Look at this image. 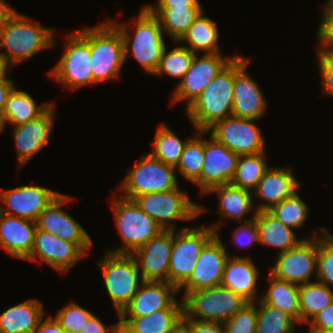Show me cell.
I'll return each instance as SVG.
<instances>
[{"mask_svg":"<svg viewBox=\"0 0 333 333\" xmlns=\"http://www.w3.org/2000/svg\"><path fill=\"white\" fill-rule=\"evenodd\" d=\"M218 31L217 23L205 16L203 10L177 42L188 44L186 47L194 54L198 51H204L203 54L221 53Z\"/></svg>","mask_w":333,"mask_h":333,"instance_id":"1f68e13d","label":"cell"},{"mask_svg":"<svg viewBox=\"0 0 333 333\" xmlns=\"http://www.w3.org/2000/svg\"><path fill=\"white\" fill-rule=\"evenodd\" d=\"M194 56L195 54L186 45L174 47L171 51H167L165 47L154 75L166 74L176 79L180 78L179 83L189 70Z\"/></svg>","mask_w":333,"mask_h":333,"instance_id":"ab89813d","label":"cell"},{"mask_svg":"<svg viewBox=\"0 0 333 333\" xmlns=\"http://www.w3.org/2000/svg\"><path fill=\"white\" fill-rule=\"evenodd\" d=\"M323 9V15L317 29V39L322 49L331 39H333V0H327Z\"/></svg>","mask_w":333,"mask_h":333,"instance_id":"bcb514c9","label":"cell"},{"mask_svg":"<svg viewBox=\"0 0 333 333\" xmlns=\"http://www.w3.org/2000/svg\"><path fill=\"white\" fill-rule=\"evenodd\" d=\"M36 229L35 221L0 212V247L24 261L32 250Z\"/></svg>","mask_w":333,"mask_h":333,"instance_id":"d4e9b609","label":"cell"},{"mask_svg":"<svg viewBox=\"0 0 333 333\" xmlns=\"http://www.w3.org/2000/svg\"><path fill=\"white\" fill-rule=\"evenodd\" d=\"M160 22L164 34L177 42L204 10L202 6L146 7Z\"/></svg>","mask_w":333,"mask_h":333,"instance_id":"d6a6232c","label":"cell"},{"mask_svg":"<svg viewBox=\"0 0 333 333\" xmlns=\"http://www.w3.org/2000/svg\"><path fill=\"white\" fill-rule=\"evenodd\" d=\"M108 330L111 331L110 333H119V323L106 327L97 316L92 314L80 333H108Z\"/></svg>","mask_w":333,"mask_h":333,"instance_id":"f907efd6","label":"cell"},{"mask_svg":"<svg viewBox=\"0 0 333 333\" xmlns=\"http://www.w3.org/2000/svg\"><path fill=\"white\" fill-rule=\"evenodd\" d=\"M34 333H67L55 319V317H44L40 321L37 330Z\"/></svg>","mask_w":333,"mask_h":333,"instance_id":"816d5d0a","label":"cell"},{"mask_svg":"<svg viewBox=\"0 0 333 333\" xmlns=\"http://www.w3.org/2000/svg\"><path fill=\"white\" fill-rule=\"evenodd\" d=\"M234 76L235 57L185 109L196 131H207L216 122L232 115Z\"/></svg>","mask_w":333,"mask_h":333,"instance_id":"3957f363","label":"cell"},{"mask_svg":"<svg viewBox=\"0 0 333 333\" xmlns=\"http://www.w3.org/2000/svg\"><path fill=\"white\" fill-rule=\"evenodd\" d=\"M190 138L183 141L172 129L160 123L155 132L154 141L151 143L153 148L150 154L163 163L176 167Z\"/></svg>","mask_w":333,"mask_h":333,"instance_id":"d590c367","label":"cell"},{"mask_svg":"<svg viewBox=\"0 0 333 333\" xmlns=\"http://www.w3.org/2000/svg\"><path fill=\"white\" fill-rule=\"evenodd\" d=\"M295 323L285 311L258 300L256 333H295Z\"/></svg>","mask_w":333,"mask_h":333,"instance_id":"74e56055","label":"cell"},{"mask_svg":"<svg viewBox=\"0 0 333 333\" xmlns=\"http://www.w3.org/2000/svg\"><path fill=\"white\" fill-rule=\"evenodd\" d=\"M220 239L217 233L202 249L192 275L179 288V292L185 289L182 298L190 292L221 285L225 265L230 256Z\"/></svg>","mask_w":333,"mask_h":333,"instance_id":"2e32d148","label":"cell"},{"mask_svg":"<svg viewBox=\"0 0 333 333\" xmlns=\"http://www.w3.org/2000/svg\"><path fill=\"white\" fill-rule=\"evenodd\" d=\"M65 39L64 52L49 74L73 91L96 84L91 71L89 42L78 31L69 33Z\"/></svg>","mask_w":333,"mask_h":333,"instance_id":"8fae6325","label":"cell"},{"mask_svg":"<svg viewBox=\"0 0 333 333\" xmlns=\"http://www.w3.org/2000/svg\"><path fill=\"white\" fill-rule=\"evenodd\" d=\"M195 54L189 70L172 92L171 103L186 101L188 108L218 73L236 56L224 57L221 53Z\"/></svg>","mask_w":333,"mask_h":333,"instance_id":"5bb4252c","label":"cell"},{"mask_svg":"<svg viewBox=\"0 0 333 333\" xmlns=\"http://www.w3.org/2000/svg\"><path fill=\"white\" fill-rule=\"evenodd\" d=\"M13 67L14 66L7 60L5 55L0 52V80H11L6 76Z\"/></svg>","mask_w":333,"mask_h":333,"instance_id":"9f6ffc18","label":"cell"},{"mask_svg":"<svg viewBox=\"0 0 333 333\" xmlns=\"http://www.w3.org/2000/svg\"><path fill=\"white\" fill-rule=\"evenodd\" d=\"M198 135L191 137L182 152L175 167L186 180L193 183L201 174L204 164V138L207 131H197ZM202 134V135H201Z\"/></svg>","mask_w":333,"mask_h":333,"instance_id":"f35d334b","label":"cell"},{"mask_svg":"<svg viewBox=\"0 0 333 333\" xmlns=\"http://www.w3.org/2000/svg\"><path fill=\"white\" fill-rule=\"evenodd\" d=\"M333 302V290L314 281L299 285L300 324L308 323Z\"/></svg>","mask_w":333,"mask_h":333,"instance_id":"e575fe53","label":"cell"},{"mask_svg":"<svg viewBox=\"0 0 333 333\" xmlns=\"http://www.w3.org/2000/svg\"><path fill=\"white\" fill-rule=\"evenodd\" d=\"M44 315L41 301L27 299L0 314V333H34Z\"/></svg>","mask_w":333,"mask_h":333,"instance_id":"4316f807","label":"cell"},{"mask_svg":"<svg viewBox=\"0 0 333 333\" xmlns=\"http://www.w3.org/2000/svg\"><path fill=\"white\" fill-rule=\"evenodd\" d=\"M319 229L322 235L318 236L316 281L333 290V235L326 228Z\"/></svg>","mask_w":333,"mask_h":333,"instance_id":"b9f144b4","label":"cell"},{"mask_svg":"<svg viewBox=\"0 0 333 333\" xmlns=\"http://www.w3.org/2000/svg\"><path fill=\"white\" fill-rule=\"evenodd\" d=\"M172 246L173 230H163L131 254L138 264L143 281L168 282Z\"/></svg>","mask_w":333,"mask_h":333,"instance_id":"7402d4cb","label":"cell"},{"mask_svg":"<svg viewBox=\"0 0 333 333\" xmlns=\"http://www.w3.org/2000/svg\"><path fill=\"white\" fill-rule=\"evenodd\" d=\"M297 192L269 210L280 222L294 230L303 227L309 215L308 205Z\"/></svg>","mask_w":333,"mask_h":333,"instance_id":"60d3db41","label":"cell"},{"mask_svg":"<svg viewBox=\"0 0 333 333\" xmlns=\"http://www.w3.org/2000/svg\"><path fill=\"white\" fill-rule=\"evenodd\" d=\"M105 254L98 261V266L102 271L106 292L118 315L137 293L143 279L131 254Z\"/></svg>","mask_w":333,"mask_h":333,"instance_id":"52a82bcc","label":"cell"},{"mask_svg":"<svg viewBox=\"0 0 333 333\" xmlns=\"http://www.w3.org/2000/svg\"><path fill=\"white\" fill-rule=\"evenodd\" d=\"M83 257H86V254L76 244L37 228L32 250L24 260H40L64 274Z\"/></svg>","mask_w":333,"mask_h":333,"instance_id":"ffe728a7","label":"cell"},{"mask_svg":"<svg viewBox=\"0 0 333 333\" xmlns=\"http://www.w3.org/2000/svg\"><path fill=\"white\" fill-rule=\"evenodd\" d=\"M176 169L153 157L150 152L135 163L120 183L121 197L134 200L152 192H166L179 187Z\"/></svg>","mask_w":333,"mask_h":333,"instance_id":"9c48e42d","label":"cell"},{"mask_svg":"<svg viewBox=\"0 0 333 333\" xmlns=\"http://www.w3.org/2000/svg\"><path fill=\"white\" fill-rule=\"evenodd\" d=\"M238 160V154L209 135V140L204 139L203 169L193 184L200 187V194H206L213 187L230 183Z\"/></svg>","mask_w":333,"mask_h":333,"instance_id":"e0dca14e","label":"cell"},{"mask_svg":"<svg viewBox=\"0 0 333 333\" xmlns=\"http://www.w3.org/2000/svg\"><path fill=\"white\" fill-rule=\"evenodd\" d=\"M78 32L90 45L93 80L99 84L118 78L125 63L120 31L108 20Z\"/></svg>","mask_w":333,"mask_h":333,"instance_id":"277c9868","label":"cell"},{"mask_svg":"<svg viewBox=\"0 0 333 333\" xmlns=\"http://www.w3.org/2000/svg\"><path fill=\"white\" fill-rule=\"evenodd\" d=\"M182 322L189 333H224V325L220 322L199 321L183 315Z\"/></svg>","mask_w":333,"mask_h":333,"instance_id":"c3c4849f","label":"cell"},{"mask_svg":"<svg viewBox=\"0 0 333 333\" xmlns=\"http://www.w3.org/2000/svg\"><path fill=\"white\" fill-rule=\"evenodd\" d=\"M111 208L115 224L123 241L121 247L107 252L115 254H132L136 249L148 243L164 229L147 215L134 200L114 195Z\"/></svg>","mask_w":333,"mask_h":333,"instance_id":"5b68a950","label":"cell"},{"mask_svg":"<svg viewBox=\"0 0 333 333\" xmlns=\"http://www.w3.org/2000/svg\"><path fill=\"white\" fill-rule=\"evenodd\" d=\"M302 240L296 247L277 254L275 265L269 267V274L276 279L302 285L314 282L312 274H317L318 236Z\"/></svg>","mask_w":333,"mask_h":333,"instance_id":"7c38bea8","label":"cell"},{"mask_svg":"<svg viewBox=\"0 0 333 333\" xmlns=\"http://www.w3.org/2000/svg\"><path fill=\"white\" fill-rule=\"evenodd\" d=\"M217 193L218 212L224 218H231L238 222H246L244 216L251 212H257L253 205L251 191L234 186L231 183L211 188L207 193ZM251 211V212H250ZM247 213V214H246Z\"/></svg>","mask_w":333,"mask_h":333,"instance_id":"f1b7e54d","label":"cell"},{"mask_svg":"<svg viewBox=\"0 0 333 333\" xmlns=\"http://www.w3.org/2000/svg\"><path fill=\"white\" fill-rule=\"evenodd\" d=\"M93 313L71 301L55 314V319L67 333H80Z\"/></svg>","mask_w":333,"mask_h":333,"instance_id":"7bdbcfd3","label":"cell"},{"mask_svg":"<svg viewBox=\"0 0 333 333\" xmlns=\"http://www.w3.org/2000/svg\"><path fill=\"white\" fill-rule=\"evenodd\" d=\"M180 187L166 192H152L137 196L136 204L164 230H176L171 221H190L207 211L198 203L192 202Z\"/></svg>","mask_w":333,"mask_h":333,"instance_id":"30bf717a","label":"cell"},{"mask_svg":"<svg viewBox=\"0 0 333 333\" xmlns=\"http://www.w3.org/2000/svg\"><path fill=\"white\" fill-rule=\"evenodd\" d=\"M256 212L253 213L249 221L238 222L239 227L236 228L233 232V242L234 245H238L245 249V247H250L253 243H259V236H258V225L255 220Z\"/></svg>","mask_w":333,"mask_h":333,"instance_id":"f6af8a7d","label":"cell"},{"mask_svg":"<svg viewBox=\"0 0 333 333\" xmlns=\"http://www.w3.org/2000/svg\"><path fill=\"white\" fill-rule=\"evenodd\" d=\"M222 222L210 227L197 226L173 230L168 282L178 289L192 275L204 246L218 233Z\"/></svg>","mask_w":333,"mask_h":333,"instance_id":"8992f818","label":"cell"},{"mask_svg":"<svg viewBox=\"0 0 333 333\" xmlns=\"http://www.w3.org/2000/svg\"><path fill=\"white\" fill-rule=\"evenodd\" d=\"M17 11L10 7L5 0H0V27L7 22Z\"/></svg>","mask_w":333,"mask_h":333,"instance_id":"11a10c76","label":"cell"},{"mask_svg":"<svg viewBox=\"0 0 333 333\" xmlns=\"http://www.w3.org/2000/svg\"><path fill=\"white\" fill-rule=\"evenodd\" d=\"M259 244L278 249L277 254L296 247L302 240L297 239L293 229L280 222L269 211L256 212Z\"/></svg>","mask_w":333,"mask_h":333,"instance_id":"f546056e","label":"cell"},{"mask_svg":"<svg viewBox=\"0 0 333 333\" xmlns=\"http://www.w3.org/2000/svg\"><path fill=\"white\" fill-rule=\"evenodd\" d=\"M179 289L165 281H143L118 317H142L162 309H184L183 300L176 301Z\"/></svg>","mask_w":333,"mask_h":333,"instance_id":"44dd1931","label":"cell"},{"mask_svg":"<svg viewBox=\"0 0 333 333\" xmlns=\"http://www.w3.org/2000/svg\"><path fill=\"white\" fill-rule=\"evenodd\" d=\"M258 267L250 257L232 256L227 260L221 286L242 295L249 302L258 301Z\"/></svg>","mask_w":333,"mask_h":333,"instance_id":"484cf974","label":"cell"},{"mask_svg":"<svg viewBox=\"0 0 333 333\" xmlns=\"http://www.w3.org/2000/svg\"><path fill=\"white\" fill-rule=\"evenodd\" d=\"M13 80H0V120L2 121V112L8 95L16 87Z\"/></svg>","mask_w":333,"mask_h":333,"instance_id":"db71d44e","label":"cell"},{"mask_svg":"<svg viewBox=\"0 0 333 333\" xmlns=\"http://www.w3.org/2000/svg\"><path fill=\"white\" fill-rule=\"evenodd\" d=\"M54 103L39 117L19 126H13L18 167L24 166L39 153L51 138L54 124Z\"/></svg>","mask_w":333,"mask_h":333,"instance_id":"603a6c76","label":"cell"},{"mask_svg":"<svg viewBox=\"0 0 333 333\" xmlns=\"http://www.w3.org/2000/svg\"><path fill=\"white\" fill-rule=\"evenodd\" d=\"M309 333H333V332H331V331H323V330H318V329H316V328H313V327H311L310 325H309Z\"/></svg>","mask_w":333,"mask_h":333,"instance_id":"91938a15","label":"cell"},{"mask_svg":"<svg viewBox=\"0 0 333 333\" xmlns=\"http://www.w3.org/2000/svg\"><path fill=\"white\" fill-rule=\"evenodd\" d=\"M182 300L188 318L220 323L227 322L249 303L242 295L221 285L190 292Z\"/></svg>","mask_w":333,"mask_h":333,"instance_id":"ba28073f","label":"cell"},{"mask_svg":"<svg viewBox=\"0 0 333 333\" xmlns=\"http://www.w3.org/2000/svg\"><path fill=\"white\" fill-rule=\"evenodd\" d=\"M169 333H189L188 327L181 321L172 331Z\"/></svg>","mask_w":333,"mask_h":333,"instance_id":"6f0895ef","label":"cell"},{"mask_svg":"<svg viewBox=\"0 0 333 333\" xmlns=\"http://www.w3.org/2000/svg\"><path fill=\"white\" fill-rule=\"evenodd\" d=\"M308 324L318 330L333 332V302L316 314Z\"/></svg>","mask_w":333,"mask_h":333,"instance_id":"681fc988","label":"cell"},{"mask_svg":"<svg viewBox=\"0 0 333 333\" xmlns=\"http://www.w3.org/2000/svg\"><path fill=\"white\" fill-rule=\"evenodd\" d=\"M249 61V58L235 56L232 115L258 120L264 116L268 104L261 87L247 71Z\"/></svg>","mask_w":333,"mask_h":333,"instance_id":"d6986e66","label":"cell"},{"mask_svg":"<svg viewBox=\"0 0 333 333\" xmlns=\"http://www.w3.org/2000/svg\"><path fill=\"white\" fill-rule=\"evenodd\" d=\"M183 315L184 309H162L148 316L118 317L119 333H169Z\"/></svg>","mask_w":333,"mask_h":333,"instance_id":"83f0119b","label":"cell"},{"mask_svg":"<svg viewBox=\"0 0 333 333\" xmlns=\"http://www.w3.org/2000/svg\"><path fill=\"white\" fill-rule=\"evenodd\" d=\"M71 199L68 195L60 194L40 213L36 221L37 228L76 244L87 255L93 245L90 235L62 208Z\"/></svg>","mask_w":333,"mask_h":333,"instance_id":"9a60e30c","label":"cell"},{"mask_svg":"<svg viewBox=\"0 0 333 333\" xmlns=\"http://www.w3.org/2000/svg\"><path fill=\"white\" fill-rule=\"evenodd\" d=\"M114 21L110 20L122 36L125 62L127 57L132 55L145 72L154 75L159 67L163 50L167 46L164 42V31L157 17L143 5L133 26L131 25L134 30L132 35L128 31L129 24Z\"/></svg>","mask_w":333,"mask_h":333,"instance_id":"6da1fadb","label":"cell"},{"mask_svg":"<svg viewBox=\"0 0 333 333\" xmlns=\"http://www.w3.org/2000/svg\"><path fill=\"white\" fill-rule=\"evenodd\" d=\"M292 167H269L257 187L252 191L253 197L259 198L255 205L257 212L269 211L274 205L299 191L300 181L294 176Z\"/></svg>","mask_w":333,"mask_h":333,"instance_id":"cb8c5ba5","label":"cell"},{"mask_svg":"<svg viewBox=\"0 0 333 333\" xmlns=\"http://www.w3.org/2000/svg\"><path fill=\"white\" fill-rule=\"evenodd\" d=\"M55 28L41 26L19 12H16L0 27V52L16 66L18 63L31 59L38 52L50 49L55 45Z\"/></svg>","mask_w":333,"mask_h":333,"instance_id":"7a4b0ae2","label":"cell"},{"mask_svg":"<svg viewBox=\"0 0 333 333\" xmlns=\"http://www.w3.org/2000/svg\"><path fill=\"white\" fill-rule=\"evenodd\" d=\"M202 6L199 0H157L155 6L146 4L145 7H185Z\"/></svg>","mask_w":333,"mask_h":333,"instance_id":"f5cc1de1","label":"cell"},{"mask_svg":"<svg viewBox=\"0 0 333 333\" xmlns=\"http://www.w3.org/2000/svg\"><path fill=\"white\" fill-rule=\"evenodd\" d=\"M16 88L11 91L5 102L1 121L3 129L7 123L19 126L30 122L41 116L53 104V101H49V103L36 105L37 103L29 93Z\"/></svg>","mask_w":333,"mask_h":333,"instance_id":"4dcf8cb0","label":"cell"},{"mask_svg":"<svg viewBox=\"0 0 333 333\" xmlns=\"http://www.w3.org/2000/svg\"><path fill=\"white\" fill-rule=\"evenodd\" d=\"M265 156V152L240 155L230 183L252 192L270 167L265 161Z\"/></svg>","mask_w":333,"mask_h":333,"instance_id":"8d00e7d4","label":"cell"},{"mask_svg":"<svg viewBox=\"0 0 333 333\" xmlns=\"http://www.w3.org/2000/svg\"><path fill=\"white\" fill-rule=\"evenodd\" d=\"M255 121L231 115L216 122L207 132L239 156L266 152L265 140Z\"/></svg>","mask_w":333,"mask_h":333,"instance_id":"4fadbf2b","label":"cell"},{"mask_svg":"<svg viewBox=\"0 0 333 333\" xmlns=\"http://www.w3.org/2000/svg\"><path fill=\"white\" fill-rule=\"evenodd\" d=\"M322 50L333 59V39H331Z\"/></svg>","mask_w":333,"mask_h":333,"instance_id":"680465c9","label":"cell"},{"mask_svg":"<svg viewBox=\"0 0 333 333\" xmlns=\"http://www.w3.org/2000/svg\"><path fill=\"white\" fill-rule=\"evenodd\" d=\"M317 49V61L321 75L322 93L333 96V59L322 49Z\"/></svg>","mask_w":333,"mask_h":333,"instance_id":"7dc6e473","label":"cell"},{"mask_svg":"<svg viewBox=\"0 0 333 333\" xmlns=\"http://www.w3.org/2000/svg\"><path fill=\"white\" fill-rule=\"evenodd\" d=\"M60 194L34 183L6 189L0 191V201L3 204L0 212L36 222L40 213Z\"/></svg>","mask_w":333,"mask_h":333,"instance_id":"ac0fdd59","label":"cell"},{"mask_svg":"<svg viewBox=\"0 0 333 333\" xmlns=\"http://www.w3.org/2000/svg\"><path fill=\"white\" fill-rule=\"evenodd\" d=\"M257 301L249 302L223 323L224 333H256Z\"/></svg>","mask_w":333,"mask_h":333,"instance_id":"ee69618b","label":"cell"},{"mask_svg":"<svg viewBox=\"0 0 333 333\" xmlns=\"http://www.w3.org/2000/svg\"><path fill=\"white\" fill-rule=\"evenodd\" d=\"M4 131V129H3V125H2V122H1V120H0V133H2Z\"/></svg>","mask_w":333,"mask_h":333,"instance_id":"94428289","label":"cell"},{"mask_svg":"<svg viewBox=\"0 0 333 333\" xmlns=\"http://www.w3.org/2000/svg\"><path fill=\"white\" fill-rule=\"evenodd\" d=\"M269 287L260 299L275 308L291 315L300 324L299 286L268 276Z\"/></svg>","mask_w":333,"mask_h":333,"instance_id":"836d02e7","label":"cell"}]
</instances>
